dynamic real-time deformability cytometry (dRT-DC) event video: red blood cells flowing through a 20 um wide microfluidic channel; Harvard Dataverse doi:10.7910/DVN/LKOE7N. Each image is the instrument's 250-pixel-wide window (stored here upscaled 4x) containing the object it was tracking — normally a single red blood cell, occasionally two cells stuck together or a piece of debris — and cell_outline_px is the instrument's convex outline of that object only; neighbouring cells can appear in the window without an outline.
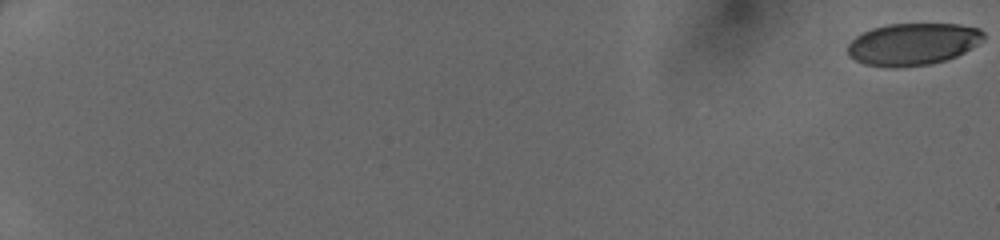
{"species": "human", "species_latin": "Homo sapiens", "temperature_condition": "cold", "stored_images_in_passage": 51, "camera_frame_rate_fps": 3000, "um_per_image_px": 0.085, "donor": {"sex": "female"}, "frame": {"image": 1, "passage_image": 1, "time_ms": 0.0, "image_size_px": [1000, 240], "cell_outline_px": [[984, 40], [964, 52], [956, 56], [932, 64], [896, 68], [864, 64], [848, 56], [848, 44], [856, 36], [872, 28], [888, 24], [960, 24], [980, 28], [984, 32]], "centroid_in_image_um": [77.6, 3.75], "position_along_channel_um": 7.4, "area_um2": 33.41}}
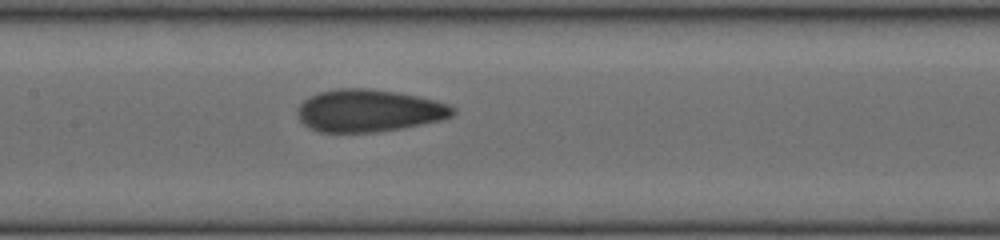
{"frame": {"image": 2, "passage_image": 29, "time_ms": 9.333, "image_size_px": [1000, 240], "cell_outline_px": [[456, 112], [452, 116], [440, 120], [400, 128], [376, 132], [320, 132], [308, 128], [300, 120], [296, 112], [300, 104], [308, 96], [320, 92], [340, 88], [368, 88], [396, 92], [436, 100], [448, 104], [456, 108]], "centroid_in_image_um": [31.33, 9.4], "position_along_channel_um": 176.1, "area_um2": 38.32}}
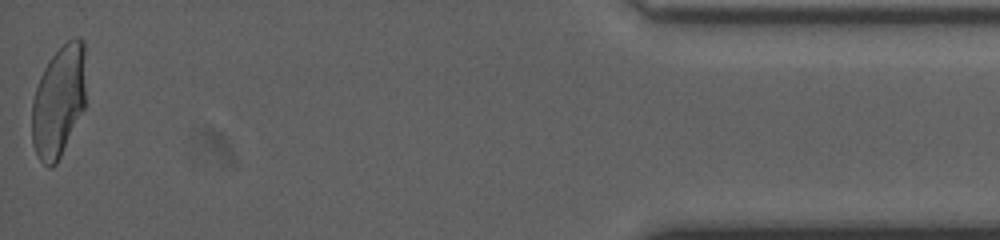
{"frame": {"image": 3, "passage_image": 51, "time_ms": 16.667, "image_size_px": [1000, 240], "cell_outline_px": [[84, 108], [56, 164], [52, 168], [48, 168], [40, 160], [32, 144], [32, 100], [40, 76], [48, 60], [68, 40], [76, 36], [84, 40]], "centroid_in_image_um": [4.97, 8.61], "position_along_channel_um": 430.2, "area_um2": 34.8}}